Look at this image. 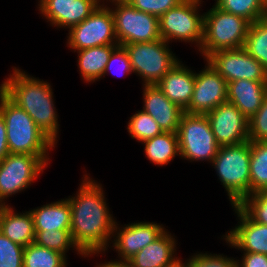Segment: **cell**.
<instances>
[{"label": "cell", "mask_w": 267, "mask_h": 267, "mask_svg": "<svg viewBox=\"0 0 267 267\" xmlns=\"http://www.w3.org/2000/svg\"><path fill=\"white\" fill-rule=\"evenodd\" d=\"M238 224L223 235L227 245L241 252L267 255V225L253 221L238 205L232 206Z\"/></svg>", "instance_id": "cell-17"}, {"label": "cell", "mask_w": 267, "mask_h": 267, "mask_svg": "<svg viewBox=\"0 0 267 267\" xmlns=\"http://www.w3.org/2000/svg\"><path fill=\"white\" fill-rule=\"evenodd\" d=\"M118 45H102L74 51V53H78L77 66L80 76L85 83H94L103 79V72L111 53Z\"/></svg>", "instance_id": "cell-24"}, {"label": "cell", "mask_w": 267, "mask_h": 267, "mask_svg": "<svg viewBox=\"0 0 267 267\" xmlns=\"http://www.w3.org/2000/svg\"><path fill=\"white\" fill-rule=\"evenodd\" d=\"M238 206L256 223L267 225V196L262 192L250 194Z\"/></svg>", "instance_id": "cell-33"}, {"label": "cell", "mask_w": 267, "mask_h": 267, "mask_svg": "<svg viewBox=\"0 0 267 267\" xmlns=\"http://www.w3.org/2000/svg\"><path fill=\"white\" fill-rule=\"evenodd\" d=\"M115 223L114 231L109 248L118 253L113 261L127 262L131 257L137 254L150 243L154 242L166 230L165 226L156 222H134L119 226ZM164 226V227H163ZM118 260V261H117Z\"/></svg>", "instance_id": "cell-13"}, {"label": "cell", "mask_w": 267, "mask_h": 267, "mask_svg": "<svg viewBox=\"0 0 267 267\" xmlns=\"http://www.w3.org/2000/svg\"><path fill=\"white\" fill-rule=\"evenodd\" d=\"M241 259H236L237 267H267V255L241 252Z\"/></svg>", "instance_id": "cell-38"}, {"label": "cell", "mask_w": 267, "mask_h": 267, "mask_svg": "<svg viewBox=\"0 0 267 267\" xmlns=\"http://www.w3.org/2000/svg\"><path fill=\"white\" fill-rule=\"evenodd\" d=\"M243 48L267 69V18L250 24Z\"/></svg>", "instance_id": "cell-30"}, {"label": "cell", "mask_w": 267, "mask_h": 267, "mask_svg": "<svg viewBox=\"0 0 267 267\" xmlns=\"http://www.w3.org/2000/svg\"><path fill=\"white\" fill-rule=\"evenodd\" d=\"M142 86V110L148 113L164 132H177L184 110L171 102L156 84Z\"/></svg>", "instance_id": "cell-18"}, {"label": "cell", "mask_w": 267, "mask_h": 267, "mask_svg": "<svg viewBox=\"0 0 267 267\" xmlns=\"http://www.w3.org/2000/svg\"><path fill=\"white\" fill-rule=\"evenodd\" d=\"M136 112L127 123V132L132 139L142 143L164 132L148 113L142 109Z\"/></svg>", "instance_id": "cell-31"}, {"label": "cell", "mask_w": 267, "mask_h": 267, "mask_svg": "<svg viewBox=\"0 0 267 267\" xmlns=\"http://www.w3.org/2000/svg\"><path fill=\"white\" fill-rule=\"evenodd\" d=\"M115 64L118 65L116 66L118 67V71H117L118 75H121L122 73H124L122 75L125 76L127 74L129 75L133 73L129 55L123 45H118L111 53V56L103 72V76H106L110 72L111 74L115 73V70L117 69L115 67Z\"/></svg>", "instance_id": "cell-37"}, {"label": "cell", "mask_w": 267, "mask_h": 267, "mask_svg": "<svg viewBox=\"0 0 267 267\" xmlns=\"http://www.w3.org/2000/svg\"><path fill=\"white\" fill-rule=\"evenodd\" d=\"M169 233L170 231L166 230L126 263L130 267H179L181 259L176 256L178 243L172 233Z\"/></svg>", "instance_id": "cell-19"}, {"label": "cell", "mask_w": 267, "mask_h": 267, "mask_svg": "<svg viewBox=\"0 0 267 267\" xmlns=\"http://www.w3.org/2000/svg\"><path fill=\"white\" fill-rule=\"evenodd\" d=\"M262 193L267 196V186L262 190Z\"/></svg>", "instance_id": "cell-41"}, {"label": "cell", "mask_w": 267, "mask_h": 267, "mask_svg": "<svg viewBox=\"0 0 267 267\" xmlns=\"http://www.w3.org/2000/svg\"><path fill=\"white\" fill-rule=\"evenodd\" d=\"M88 175H83L76 195L67 198L71 208V237L87 258L108 251L116 223L102 184Z\"/></svg>", "instance_id": "cell-1"}, {"label": "cell", "mask_w": 267, "mask_h": 267, "mask_svg": "<svg viewBox=\"0 0 267 267\" xmlns=\"http://www.w3.org/2000/svg\"><path fill=\"white\" fill-rule=\"evenodd\" d=\"M103 1H106L108 5L111 4L109 7L113 15L114 30L119 45L161 39L158 17L137 10L125 0Z\"/></svg>", "instance_id": "cell-8"}, {"label": "cell", "mask_w": 267, "mask_h": 267, "mask_svg": "<svg viewBox=\"0 0 267 267\" xmlns=\"http://www.w3.org/2000/svg\"><path fill=\"white\" fill-rule=\"evenodd\" d=\"M181 259V267H235L236 258L228 257L223 254H209L208 252L194 253L192 256L185 259V262Z\"/></svg>", "instance_id": "cell-32"}, {"label": "cell", "mask_w": 267, "mask_h": 267, "mask_svg": "<svg viewBox=\"0 0 267 267\" xmlns=\"http://www.w3.org/2000/svg\"><path fill=\"white\" fill-rule=\"evenodd\" d=\"M205 60L227 83L239 79L267 81V69L243 47L213 52Z\"/></svg>", "instance_id": "cell-12"}, {"label": "cell", "mask_w": 267, "mask_h": 267, "mask_svg": "<svg viewBox=\"0 0 267 267\" xmlns=\"http://www.w3.org/2000/svg\"><path fill=\"white\" fill-rule=\"evenodd\" d=\"M267 186V141H251L250 194Z\"/></svg>", "instance_id": "cell-26"}, {"label": "cell", "mask_w": 267, "mask_h": 267, "mask_svg": "<svg viewBox=\"0 0 267 267\" xmlns=\"http://www.w3.org/2000/svg\"><path fill=\"white\" fill-rule=\"evenodd\" d=\"M267 94V81L239 79L228 82L227 101L249 120L261 107Z\"/></svg>", "instance_id": "cell-21"}, {"label": "cell", "mask_w": 267, "mask_h": 267, "mask_svg": "<svg viewBox=\"0 0 267 267\" xmlns=\"http://www.w3.org/2000/svg\"><path fill=\"white\" fill-rule=\"evenodd\" d=\"M67 47L79 51L95 46L118 44L111 9L102 1L80 24L68 30Z\"/></svg>", "instance_id": "cell-11"}, {"label": "cell", "mask_w": 267, "mask_h": 267, "mask_svg": "<svg viewBox=\"0 0 267 267\" xmlns=\"http://www.w3.org/2000/svg\"><path fill=\"white\" fill-rule=\"evenodd\" d=\"M96 267H130L126 262H115L113 260L104 263H96Z\"/></svg>", "instance_id": "cell-40"}, {"label": "cell", "mask_w": 267, "mask_h": 267, "mask_svg": "<svg viewBox=\"0 0 267 267\" xmlns=\"http://www.w3.org/2000/svg\"><path fill=\"white\" fill-rule=\"evenodd\" d=\"M249 141H267V94L260 109L248 120Z\"/></svg>", "instance_id": "cell-35"}, {"label": "cell", "mask_w": 267, "mask_h": 267, "mask_svg": "<svg viewBox=\"0 0 267 267\" xmlns=\"http://www.w3.org/2000/svg\"><path fill=\"white\" fill-rule=\"evenodd\" d=\"M48 166L36 155L8 154L0 162V206L8 197L25 191Z\"/></svg>", "instance_id": "cell-10"}, {"label": "cell", "mask_w": 267, "mask_h": 267, "mask_svg": "<svg viewBox=\"0 0 267 267\" xmlns=\"http://www.w3.org/2000/svg\"><path fill=\"white\" fill-rule=\"evenodd\" d=\"M195 79L196 71L180 60L156 85L171 102L185 110L192 98Z\"/></svg>", "instance_id": "cell-20"}, {"label": "cell", "mask_w": 267, "mask_h": 267, "mask_svg": "<svg viewBox=\"0 0 267 267\" xmlns=\"http://www.w3.org/2000/svg\"><path fill=\"white\" fill-rule=\"evenodd\" d=\"M139 11L161 17L169 9L177 6L183 0H125Z\"/></svg>", "instance_id": "cell-36"}, {"label": "cell", "mask_w": 267, "mask_h": 267, "mask_svg": "<svg viewBox=\"0 0 267 267\" xmlns=\"http://www.w3.org/2000/svg\"><path fill=\"white\" fill-rule=\"evenodd\" d=\"M250 24L248 20L223 11L214 4L204 12L203 41L198 50L203 59L216 51L242 48Z\"/></svg>", "instance_id": "cell-5"}, {"label": "cell", "mask_w": 267, "mask_h": 267, "mask_svg": "<svg viewBox=\"0 0 267 267\" xmlns=\"http://www.w3.org/2000/svg\"><path fill=\"white\" fill-rule=\"evenodd\" d=\"M29 211L35 231L70 229L71 208L67 198L46 203Z\"/></svg>", "instance_id": "cell-23"}, {"label": "cell", "mask_w": 267, "mask_h": 267, "mask_svg": "<svg viewBox=\"0 0 267 267\" xmlns=\"http://www.w3.org/2000/svg\"><path fill=\"white\" fill-rule=\"evenodd\" d=\"M12 68V73L0 84V90L24 109L36 125L57 144L60 124L51 84L18 67Z\"/></svg>", "instance_id": "cell-2"}, {"label": "cell", "mask_w": 267, "mask_h": 267, "mask_svg": "<svg viewBox=\"0 0 267 267\" xmlns=\"http://www.w3.org/2000/svg\"><path fill=\"white\" fill-rule=\"evenodd\" d=\"M146 158L152 164L165 166L176 156L180 157L179 139L177 132H163L142 142Z\"/></svg>", "instance_id": "cell-25"}, {"label": "cell", "mask_w": 267, "mask_h": 267, "mask_svg": "<svg viewBox=\"0 0 267 267\" xmlns=\"http://www.w3.org/2000/svg\"><path fill=\"white\" fill-rule=\"evenodd\" d=\"M251 141L220 146L212 161L231 206L239 205L250 195Z\"/></svg>", "instance_id": "cell-4"}, {"label": "cell", "mask_w": 267, "mask_h": 267, "mask_svg": "<svg viewBox=\"0 0 267 267\" xmlns=\"http://www.w3.org/2000/svg\"><path fill=\"white\" fill-rule=\"evenodd\" d=\"M34 243L41 247L57 251L66 258H68L66 253L70 248L71 250H75V253L78 252L77 254L81 257H86L74 244L70 229L35 231Z\"/></svg>", "instance_id": "cell-29"}, {"label": "cell", "mask_w": 267, "mask_h": 267, "mask_svg": "<svg viewBox=\"0 0 267 267\" xmlns=\"http://www.w3.org/2000/svg\"><path fill=\"white\" fill-rule=\"evenodd\" d=\"M205 62V68L196 72L194 91L185 113L206 115L227 102V81L207 60Z\"/></svg>", "instance_id": "cell-14"}, {"label": "cell", "mask_w": 267, "mask_h": 267, "mask_svg": "<svg viewBox=\"0 0 267 267\" xmlns=\"http://www.w3.org/2000/svg\"><path fill=\"white\" fill-rule=\"evenodd\" d=\"M177 134L181 159L212 163L220 146L206 115L184 113Z\"/></svg>", "instance_id": "cell-9"}, {"label": "cell", "mask_w": 267, "mask_h": 267, "mask_svg": "<svg viewBox=\"0 0 267 267\" xmlns=\"http://www.w3.org/2000/svg\"><path fill=\"white\" fill-rule=\"evenodd\" d=\"M103 0H38V11L51 26L70 29L90 16Z\"/></svg>", "instance_id": "cell-16"}, {"label": "cell", "mask_w": 267, "mask_h": 267, "mask_svg": "<svg viewBox=\"0 0 267 267\" xmlns=\"http://www.w3.org/2000/svg\"><path fill=\"white\" fill-rule=\"evenodd\" d=\"M10 153L7 145L6 125L0 113V162Z\"/></svg>", "instance_id": "cell-39"}, {"label": "cell", "mask_w": 267, "mask_h": 267, "mask_svg": "<svg viewBox=\"0 0 267 267\" xmlns=\"http://www.w3.org/2000/svg\"><path fill=\"white\" fill-rule=\"evenodd\" d=\"M24 248L0 232V267H23Z\"/></svg>", "instance_id": "cell-34"}, {"label": "cell", "mask_w": 267, "mask_h": 267, "mask_svg": "<svg viewBox=\"0 0 267 267\" xmlns=\"http://www.w3.org/2000/svg\"><path fill=\"white\" fill-rule=\"evenodd\" d=\"M67 258L54 250L35 243L24 248L23 267H67Z\"/></svg>", "instance_id": "cell-28"}, {"label": "cell", "mask_w": 267, "mask_h": 267, "mask_svg": "<svg viewBox=\"0 0 267 267\" xmlns=\"http://www.w3.org/2000/svg\"><path fill=\"white\" fill-rule=\"evenodd\" d=\"M0 232L22 247L34 243L35 230L31 212H16L9 204L0 206Z\"/></svg>", "instance_id": "cell-22"}, {"label": "cell", "mask_w": 267, "mask_h": 267, "mask_svg": "<svg viewBox=\"0 0 267 267\" xmlns=\"http://www.w3.org/2000/svg\"><path fill=\"white\" fill-rule=\"evenodd\" d=\"M206 116L219 146L238 145L249 140V123L232 103L219 104Z\"/></svg>", "instance_id": "cell-15"}, {"label": "cell", "mask_w": 267, "mask_h": 267, "mask_svg": "<svg viewBox=\"0 0 267 267\" xmlns=\"http://www.w3.org/2000/svg\"><path fill=\"white\" fill-rule=\"evenodd\" d=\"M129 55L133 73L142 85L157 84L179 61L163 39L123 45Z\"/></svg>", "instance_id": "cell-7"}, {"label": "cell", "mask_w": 267, "mask_h": 267, "mask_svg": "<svg viewBox=\"0 0 267 267\" xmlns=\"http://www.w3.org/2000/svg\"><path fill=\"white\" fill-rule=\"evenodd\" d=\"M203 0H183L159 17L161 39L171 43L181 41L200 49L203 41L204 13H200ZM174 40V41H173Z\"/></svg>", "instance_id": "cell-6"}, {"label": "cell", "mask_w": 267, "mask_h": 267, "mask_svg": "<svg viewBox=\"0 0 267 267\" xmlns=\"http://www.w3.org/2000/svg\"><path fill=\"white\" fill-rule=\"evenodd\" d=\"M0 113L6 125L10 154L36 155L48 166L51 161L49 151H53L56 144L36 125L24 109L12 102L1 90Z\"/></svg>", "instance_id": "cell-3"}, {"label": "cell", "mask_w": 267, "mask_h": 267, "mask_svg": "<svg viewBox=\"0 0 267 267\" xmlns=\"http://www.w3.org/2000/svg\"><path fill=\"white\" fill-rule=\"evenodd\" d=\"M223 11L248 20L251 24L267 18V0H214Z\"/></svg>", "instance_id": "cell-27"}]
</instances>
